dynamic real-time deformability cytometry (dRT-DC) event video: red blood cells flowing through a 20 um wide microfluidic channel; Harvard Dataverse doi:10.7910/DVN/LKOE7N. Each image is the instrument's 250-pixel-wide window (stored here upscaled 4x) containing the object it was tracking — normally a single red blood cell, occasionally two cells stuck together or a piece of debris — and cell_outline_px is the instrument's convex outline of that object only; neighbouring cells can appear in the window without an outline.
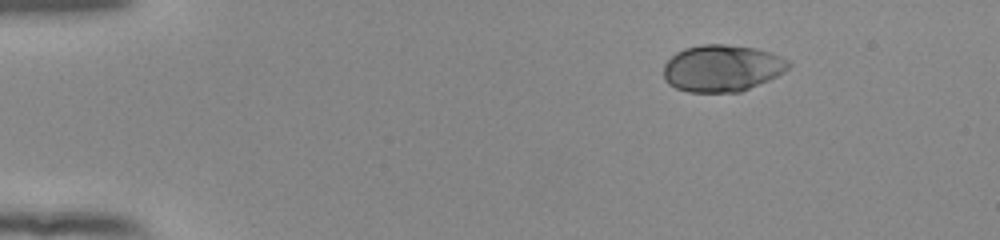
{"species": "human", "species_latin": "Homo sapiens", "temperature_condition": "room temperature", "stored_images_in_passage": 46, "camera_frame_rate_fps": 3000, "um_per_image_px": 0.085, "donor": {"sex": "female"}, "frame": {"image": 1, "passage_image": 1, "time_ms": 0.0, "image_size_px": [1000, 240], "cell_outline_px": [[792, 64], [784, 72], [768, 80], [740, 92], [688, 92], [676, 88], [668, 84], [664, 80], [664, 64], [676, 52], [684, 48], [704, 44], [724, 44], [756, 48], [780, 56], [788, 60]], "centroid_in_image_um": [61.36, 5.8], "position_along_channel_um": 23.6, "area_um2": 34.1}}
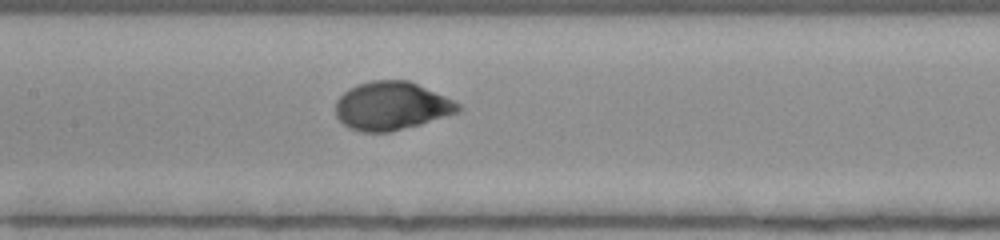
{"frame": {"image": 2, "passage_image": 20, "time_ms": 6.333, "image_size_px": [1000, 240], "cell_outline_px": [[464, 108], [460, 112], [420, 124], [388, 132], [360, 132], [348, 128], [336, 116], [336, 100], [348, 88], [356, 84], [372, 80], [408, 80], [444, 96], [460, 104]], "centroid_in_image_um": [33.26, 9.0], "position_along_channel_um": 174.1, "area_um2": 34.51}}
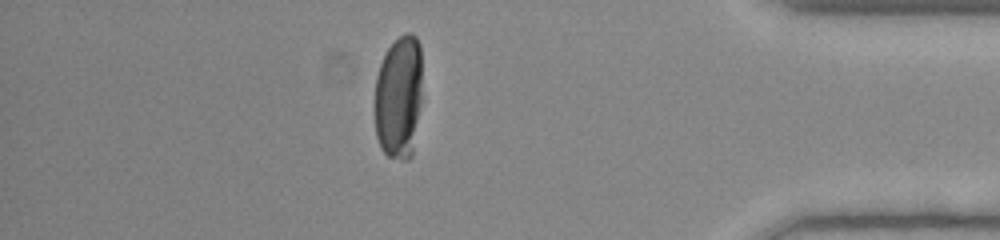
{"frame": {"image": 3, "passage_image": 40, "time_ms": 13.0, "image_size_px": [1000, 240], "cell_outline_px": [[420, 104], [412, 156], [408, 160], [400, 160], [388, 156], [380, 148], [376, 136], [376, 76], [380, 64], [388, 48], [404, 32], [412, 32], [416, 36], [420, 44]], "centroid_in_image_um": [33.89, 8.27], "position_along_channel_um": 401.3, "area_um2": 34.04}, "authors_computed_cell_mechanics": {"area_um2": 34.4199, "velocity_mm_per_s": 3.8895, "shape_relaxation_time_tau1_ms": 2.9915, "shape_relaxation_time_tau2_ms": null, "deformation_change_tau1": 0.1653, "deformation_change_tau2": null}}